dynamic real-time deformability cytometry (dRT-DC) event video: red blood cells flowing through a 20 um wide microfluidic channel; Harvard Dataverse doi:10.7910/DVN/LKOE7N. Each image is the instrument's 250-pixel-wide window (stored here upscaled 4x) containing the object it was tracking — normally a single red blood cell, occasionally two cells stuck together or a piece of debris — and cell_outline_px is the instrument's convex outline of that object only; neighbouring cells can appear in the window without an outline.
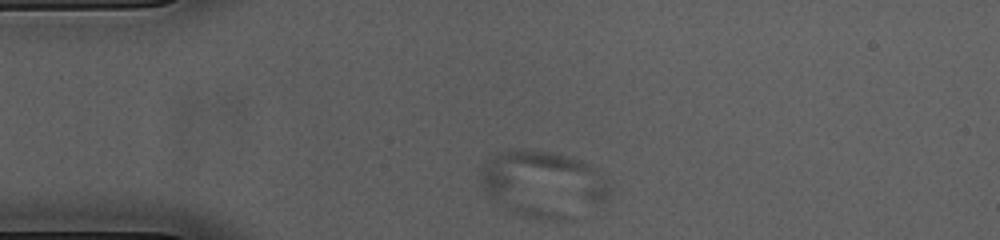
{"species": "common noctule bat (a hibernating species)", "species_latin": "Nyctalus noctula", "temperature_condition": "cold", "stored_images_in_passage": 33, "camera_frame_rate_fps": 3000, "um_per_image_px": 0.085, "animal": {"sex": "female", "body_mass_g": 23.0, "forearm_length_mm": 53.4}, "frame": {"image": 1, "passage_image": 1, "time_ms": 0.0, "image_size_px": [1000, 240], "cell_outline_px": [[612, 188], [600, 200], [568, 216], [556, 220], [552, 220], [524, 216], [508, 212], [488, 196], [480, 180], [484, 168], [492, 156], [500, 152], [516, 148], [520, 148], [552, 152], [568, 156], [580, 160], [588, 164]], "centroid_in_image_um": [46.04, 15.6], "position_along_channel_um": 39.0, "area_um2": 48.38}}
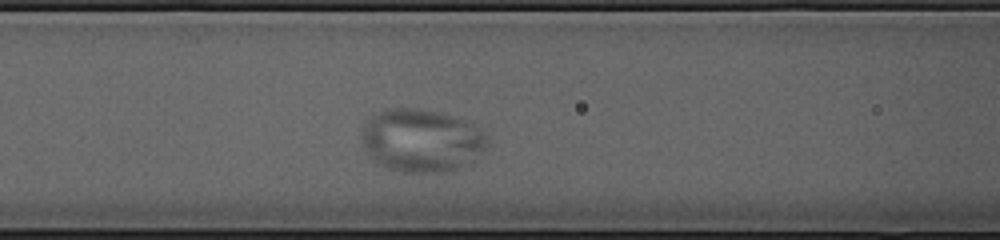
{"frame": {"image": 2, "passage_image": 11, "time_ms": 3.333, "image_size_px": [1000, 240], "cell_outline_px": [[488, 144], [472, 164], [452, 172], [404, 172], [388, 168], [368, 156], [364, 148], [360, 136], [368, 120], [372, 116], [384, 108], [412, 108], [432, 112], [464, 120], [472, 124], [484, 132], [488, 136]], "centroid_in_image_um": [35.85, 11.97], "position_along_channel_um": 130.8, "area_um2": 46.18}}
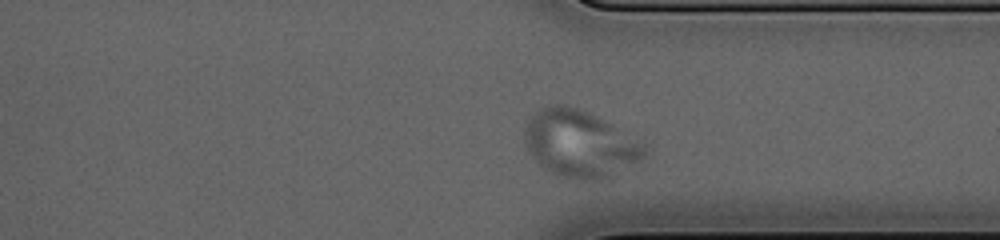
{"frame": {"image": 3, "passage_image": 30, "time_ms": 9.667, "image_size_px": [1000, 240], "cell_outline_px": [[652, 152], [648, 156], [600, 180], [584, 180], [556, 176], [544, 168], [532, 156], [524, 144], [524, 132], [528, 120], [540, 108], [552, 104], [568, 104], [588, 112], [652, 148]], "centroid_in_image_um": [49.28, 12.22], "position_along_channel_um": 362.1, "area_um2": 46.7}}